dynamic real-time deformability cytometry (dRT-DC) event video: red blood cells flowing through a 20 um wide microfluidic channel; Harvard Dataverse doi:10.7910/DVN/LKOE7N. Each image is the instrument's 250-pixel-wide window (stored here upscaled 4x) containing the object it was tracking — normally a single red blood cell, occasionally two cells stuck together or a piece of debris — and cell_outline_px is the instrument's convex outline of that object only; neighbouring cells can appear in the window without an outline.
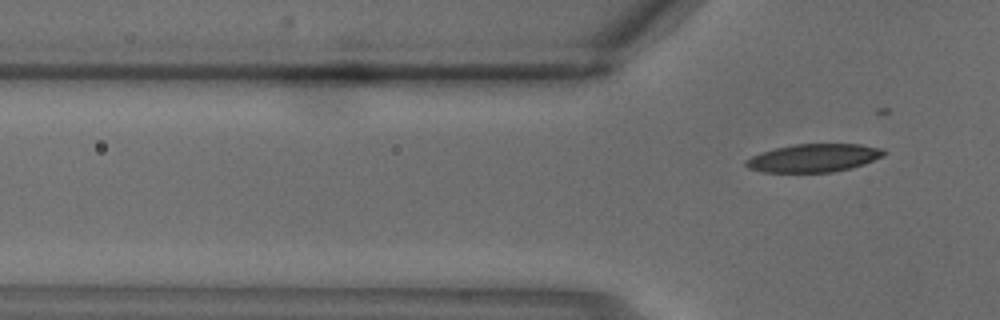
{"species": "common noctule bat (a hibernating species)", "species_latin": "Nyctalus noctula", "temperature_condition": "warm", "stored_images_in_passage": 2, "camera_frame_rate_fps": 3000, "um_per_image_px": 0.085, "animal": {"sex": "male", "body_mass_g": 18.8}, "frame": {"image": 1, "passage_image": 2, "time_ms": 0.333, "image_size_px": [1000, 320], "cell_outline_px": [[884, 156], [864, 164], [852, 168], [832, 172], [764, 172], [748, 168], [744, 164], [744, 160], [760, 152], [776, 148], [796, 144], [860, 144], [880, 148], [884, 152]], "centroid_in_image_um": [69.14, 13.43], "position_along_channel_um": 56.7, "area_um2": 22.54}}